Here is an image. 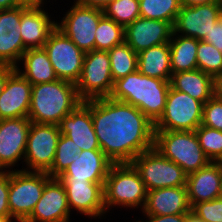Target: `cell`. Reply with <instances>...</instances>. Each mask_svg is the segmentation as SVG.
Wrapping results in <instances>:
<instances>
[{
    "instance_id": "obj_1",
    "label": "cell",
    "mask_w": 222,
    "mask_h": 222,
    "mask_svg": "<svg viewBox=\"0 0 222 222\" xmlns=\"http://www.w3.org/2000/svg\"><path fill=\"white\" fill-rule=\"evenodd\" d=\"M91 117L100 149L113 163H130L154 148V123L133 105L91 99Z\"/></svg>"
},
{
    "instance_id": "obj_2",
    "label": "cell",
    "mask_w": 222,
    "mask_h": 222,
    "mask_svg": "<svg viewBox=\"0 0 222 222\" xmlns=\"http://www.w3.org/2000/svg\"><path fill=\"white\" fill-rule=\"evenodd\" d=\"M170 81L148 77L138 70L114 82L111 99L137 107L155 123L163 114Z\"/></svg>"
},
{
    "instance_id": "obj_3",
    "label": "cell",
    "mask_w": 222,
    "mask_h": 222,
    "mask_svg": "<svg viewBox=\"0 0 222 222\" xmlns=\"http://www.w3.org/2000/svg\"><path fill=\"white\" fill-rule=\"evenodd\" d=\"M81 102L74 83L58 79L35 84L28 118L37 124L59 125Z\"/></svg>"
},
{
    "instance_id": "obj_4",
    "label": "cell",
    "mask_w": 222,
    "mask_h": 222,
    "mask_svg": "<svg viewBox=\"0 0 222 222\" xmlns=\"http://www.w3.org/2000/svg\"><path fill=\"white\" fill-rule=\"evenodd\" d=\"M147 189L138 171L131 163H113L108 171L104 185V206L144 209Z\"/></svg>"
},
{
    "instance_id": "obj_5",
    "label": "cell",
    "mask_w": 222,
    "mask_h": 222,
    "mask_svg": "<svg viewBox=\"0 0 222 222\" xmlns=\"http://www.w3.org/2000/svg\"><path fill=\"white\" fill-rule=\"evenodd\" d=\"M154 148L188 175L211 162L203 152L195 131H154Z\"/></svg>"
},
{
    "instance_id": "obj_6",
    "label": "cell",
    "mask_w": 222,
    "mask_h": 222,
    "mask_svg": "<svg viewBox=\"0 0 222 222\" xmlns=\"http://www.w3.org/2000/svg\"><path fill=\"white\" fill-rule=\"evenodd\" d=\"M50 179L46 172L10 171L8 206L14 222H24L31 215Z\"/></svg>"
},
{
    "instance_id": "obj_7",
    "label": "cell",
    "mask_w": 222,
    "mask_h": 222,
    "mask_svg": "<svg viewBox=\"0 0 222 222\" xmlns=\"http://www.w3.org/2000/svg\"><path fill=\"white\" fill-rule=\"evenodd\" d=\"M203 105L187 93L170 87L163 114L154 123V131H195L202 124Z\"/></svg>"
},
{
    "instance_id": "obj_8",
    "label": "cell",
    "mask_w": 222,
    "mask_h": 222,
    "mask_svg": "<svg viewBox=\"0 0 222 222\" xmlns=\"http://www.w3.org/2000/svg\"><path fill=\"white\" fill-rule=\"evenodd\" d=\"M138 171L147 191L186 186L187 174L155 148L142 152L130 162Z\"/></svg>"
},
{
    "instance_id": "obj_9",
    "label": "cell",
    "mask_w": 222,
    "mask_h": 222,
    "mask_svg": "<svg viewBox=\"0 0 222 222\" xmlns=\"http://www.w3.org/2000/svg\"><path fill=\"white\" fill-rule=\"evenodd\" d=\"M114 87L108 51L85 53L76 91L82 101L109 97Z\"/></svg>"
},
{
    "instance_id": "obj_10",
    "label": "cell",
    "mask_w": 222,
    "mask_h": 222,
    "mask_svg": "<svg viewBox=\"0 0 222 222\" xmlns=\"http://www.w3.org/2000/svg\"><path fill=\"white\" fill-rule=\"evenodd\" d=\"M43 48L58 79L76 84L82 73L85 53L57 27L50 33Z\"/></svg>"
},
{
    "instance_id": "obj_11",
    "label": "cell",
    "mask_w": 222,
    "mask_h": 222,
    "mask_svg": "<svg viewBox=\"0 0 222 222\" xmlns=\"http://www.w3.org/2000/svg\"><path fill=\"white\" fill-rule=\"evenodd\" d=\"M60 136L59 125L31 122L24 155L27 171L47 173L51 169Z\"/></svg>"
},
{
    "instance_id": "obj_12",
    "label": "cell",
    "mask_w": 222,
    "mask_h": 222,
    "mask_svg": "<svg viewBox=\"0 0 222 222\" xmlns=\"http://www.w3.org/2000/svg\"><path fill=\"white\" fill-rule=\"evenodd\" d=\"M104 16L103 10L74 5L66 12L61 23L56 27L61 30L84 53L94 50L95 31L99 20Z\"/></svg>"
},
{
    "instance_id": "obj_13",
    "label": "cell",
    "mask_w": 222,
    "mask_h": 222,
    "mask_svg": "<svg viewBox=\"0 0 222 222\" xmlns=\"http://www.w3.org/2000/svg\"><path fill=\"white\" fill-rule=\"evenodd\" d=\"M222 16V0L211 4L182 5L174 27L175 35L202 40Z\"/></svg>"
},
{
    "instance_id": "obj_14",
    "label": "cell",
    "mask_w": 222,
    "mask_h": 222,
    "mask_svg": "<svg viewBox=\"0 0 222 222\" xmlns=\"http://www.w3.org/2000/svg\"><path fill=\"white\" fill-rule=\"evenodd\" d=\"M31 126L28 117L0 120V170L15 166L24 159Z\"/></svg>"
},
{
    "instance_id": "obj_15",
    "label": "cell",
    "mask_w": 222,
    "mask_h": 222,
    "mask_svg": "<svg viewBox=\"0 0 222 222\" xmlns=\"http://www.w3.org/2000/svg\"><path fill=\"white\" fill-rule=\"evenodd\" d=\"M27 8L0 10V66L19 67L17 64L27 50L20 34L21 14Z\"/></svg>"
},
{
    "instance_id": "obj_16",
    "label": "cell",
    "mask_w": 222,
    "mask_h": 222,
    "mask_svg": "<svg viewBox=\"0 0 222 222\" xmlns=\"http://www.w3.org/2000/svg\"><path fill=\"white\" fill-rule=\"evenodd\" d=\"M65 187L70 210L75 209L87 217H98L106 213L104 206L105 183L88 180H59Z\"/></svg>"
},
{
    "instance_id": "obj_17",
    "label": "cell",
    "mask_w": 222,
    "mask_h": 222,
    "mask_svg": "<svg viewBox=\"0 0 222 222\" xmlns=\"http://www.w3.org/2000/svg\"><path fill=\"white\" fill-rule=\"evenodd\" d=\"M173 24L139 17L125 27V42L138 54L150 47L169 43Z\"/></svg>"
},
{
    "instance_id": "obj_18",
    "label": "cell",
    "mask_w": 222,
    "mask_h": 222,
    "mask_svg": "<svg viewBox=\"0 0 222 222\" xmlns=\"http://www.w3.org/2000/svg\"><path fill=\"white\" fill-rule=\"evenodd\" d=\"M70 208L64 185L51 178L33 212L24 222H69Z\"/></svg>"
},
{
    "instance_id": "obj_19",
    "label": "cell",
    "mask_w": 222,
    "mask_h": 222,
    "mask_svg": "<svg viewBox=\"0 0 222 222\" xmlns=\"http://www.w3.org/2000/svg\"><path fill=\"white\" fill-rule=\"evenodd\" d=\"M60 133L73 140L82 150H101L91 117V99L82 101L59 124Z\"/></svg>"
},
{
    "instance_id": "obj_20",
    "label": "cell",
    "mask_w": 222,
    "mask_h": 222,
    "mask_svg": "<svg viewBox=\"0 0 222 222\" xmlns=\"http://www.w3.org/2000/svg\"><path fill=\"white\" fill-rule=\"evenodd\" d=\"M113 162L102 150H82L75 154L74 161L58 176V180H88L105 183Z\"/></svg>"
},
{
    "instance_id": "obj_21",
    "label": "cell",
    "mask_w": 222,
    "mask_h": 222,
    "mask_svg": "<svg viewBox=\"0 0 222 222\" xmlns=\"http://www.w3.org/2000/svg\"><path fill=\"white\" fill-rule=\"evenodd\" d=\"M186 187L191 208L199 203L221 197L222 162H209L187 175Z\"/></svg>"
},
{
    "instance_id": "obj_22",
    "label": "cell",
    "mask_w": 222,
    "mask_h": 222,
    "mask_svg": "<svg viewBox=\"0 0 222 222\" xmlns=\"http://www.w3.org/2000/svg\"><path fill=\"white\" fill-rule=\"evenodd\" d=\"M32 84L15 70L0 94V120L28 117Z\"/></svg>"
},
{
    "instance_id": "obj_23",
    "label": "cell",
    "mask_w": 222,
    "mask_h": 222,
    "mask_svg": "<svg viewBox=\"0 0 222 222\" xmlns=\"http://www.w3.org/2000/svg\"><path fill=\"white\" fill-rule=\"evenodd\" d=\"M142 211L150 215H175L190 212L187 187H166L147 191V200Z\"/></svg>"
},
{
    "instance_id": "obj_24",
    "label": "cell",
    "mask_w": 222,
    "mask_h": 222,
    "mask_svg": "<svg viewBox=\"0 0 222 222\" xmlns=\"http://www.w3.org/2000/svg\"><path fill=\"white\" fill-rule=\"evenodd\" d=\"M43 7H28L21 14L20 34L26 49L43 48L57 22L51 21Z\"/></svg>"
},
{
    "instance_id": "obj_25",
    "label": "cell",
    "mask_w": 222,
    "mask_h": 222,
    "mask_svg": "<svg viewBox=\"0 0 222 222\" xmlns=\"http://www.w3.org/2000/svg\"><path fill=\"white\" fill-rule=\"evenodd\" d=\"M170 87L205 104L216 94V80L200 69L173 73Z\"/></svg>"
},
{
    "instance_id": "obj_26",
    "label": "cell",
    "mask_w": 222,
    "mask_h": 222,
    "mask_svg": "<svg viewBox=\"0 0 222 222\" xmlns=\"http://www.w3.org/2000/svg\"><path fill=\"white\" fill-rule=\"evenodd\" d=\"M138 71L148 77L170 81L172 70L169 43L150 47L138 54Z\"/></svg>"
},
{
    "instance_id": "obj_27",
    "label": "cell",
    "mask_w": 222,
    "mask_h": 222,
    "mask_svg": "<svg viewBox=\"0 0 222 222\" xmlns=\"http://www.w3.org/2000/svg\"><path fill=\"white\" fill-rule=\"evenodd\" d=\"M21 60L24 62V70L15 69L32 85L58 80L49 56L44 48L27 49Z\"/></svg>"
},
{
    "instance_id": "obj_28",
    "label": "cell",
    "mask_w": 222,
    "mask_h": 222,
    "mask_svg": "<svg viewBox=\"0 0 222 222\" xmlns=\"http://www.w3.org/2000/svg\"><path fill=\"white\" fill-rule=\"evenodd\" d=\"M169 41L170 63L173 73L193 71L197 68V47L199 40L192 37H183L180 34Z\"/></svg>"
},
{
    "instance_id": "obj_29",
    "label": "cell",
    "mask_w": 222,
    "mask_h": 222,
    "mask_svg": "<svg viewBox=\"0 0 222 222\" xmlns=\"http://www.w3.org/2000/svg\"><path fill=\"white\" fill-rule=\"evenodd\" d=\"M108 54L114 82L138 70V55L125 41L115 45Z\"/></svg>"
},
{
    "instance_id": "obj_30",
    "label": "cell",
    "mask_w": 222,
    "mask_h": 222,
    "mask_svg": "<svg viewBox=\"0 0 222 222\" xmlns=\"http://www.w3.org/2000/svg\"><path fill=\"white\" fill-rule=\"evenodd\" d=\"M181 6L180 0H139L140 17L174 25Z\"/></svg>"
},
{
    "instance_id": "obj_31",
    "label": "cell",
    "mask_w": 222,
    "mask_h": 222,
    "mask_svg": "<svg viewBox=\"0 0 222 222\" xmlns=\"http://www.w3.org/2000/svg\"><path fill=\"white\" fill-rule=\"evenodd\" d=\"M125 41V27L103 16L95 31V50L109 51Z\"/></svg>"
},
{
    "instance_id": "obj_32",
    "label": "cell",
    "mask_w": 222,
    "mask_h": 222,
    "mask_svg": "<svg viewBox=\"0 0 222 222\" xmlns=\"http://www.w3.org/2000/svg\"><path fill=\"white\" fill-rule=\"evenodd\" d=\"M197 68L217 81L222 76V52L212 44L199 40Z\"/></svg>"
},
{
    "instance_id": "obj_33",
    "label": "cell",
    "mask_w": 222,
    "mask_h": 222,
    "mask_svg": "<svg viewBox=\"0 0 222 222\" xmlns=\"http://www.w3.org/2000/svg\"><path fill=\"white\" fill-rule=\"evenodd\" d=\"M103 14L126 27L140 17L139 0H114L103 9Z\"/></svg>"
},
{
    "instance_id": "obj_34",
    "label": "cell",
    "mask_w": 222,
    "mask_h": 222,
    "mask_svg": "<svg viewBox=\"0 0 222 222\" xmlns=\"http://www.w3.org/2000/svg\"><path fill=\"white\" fill-rule=\"evenodd\" d=\"M80 152V147L74 145L73 140L61 134L56 147L55 157L51 169L47 174L57 178L74 161L75 154Z\"/></svg>"
},
{
    "instance_id": "obj_35",
    "label": "cell",
    "mask_w": 222,
    "mask_h": 222,
    "mask_svg": "<svg viewBox=\"0 0 222 222\" xmlns=\"http://www.w3.org/2000/svg\"><path fill=\"white\" fill-rule=\"evenodd\" d=\"M195 133L207 158L212 162H222V131L200 125Z\"/></svg>"
},
{
    "instance_id": "obj_36",
    "label": "cell",
    "mask_w": 222,
    "mask_h": 222,
    "mask_svg": "<svg viewBox=\"0 0 222 222\" xmlns=\"http://www.w3.org/2000/svg\"><path fill=\"white\" fill-rule=\"evenodd\" d=\"M201 125L222 131V98L217 93L203 105Z\"/></svg>"
},
{
    "instance_id": "obj_37",
    "label": "cell",
    "mask_w": 222,
    "mask_h": 222,
    "mask_svg": "<svg viewBox=\"0 0 222 222\" xmlns=\"http://www.w3.org/2000/svg\"><path fill=\"white\" fill-rule=\"evenodd\" d=\"M191 211L205 222H222V198L199 202Z\"/></svg>"
},
{
    "instance_id": "obj_38",
    "label": "cell",
    "mask_w": 222,
    "mask_h": 222,
    "mask_svg": "<svg viewBox=\"0 0 222 222\" xmlns=\"http://www.w3.org/2000/svg\"><path fill=\"white\" fill-rule=\"evenodd\" d=\"M10 170H0V216H11L8 206Z\"/></svg>"
},
{
    "instance_id": "obj_39",
    "label": "cell",
    "mask_w": 222,
    "mask_h": 222,
    "mask_svg": "<svg viewBox=\"0 0 222 222\" xmlns=\"http://www.w3.org/2000/svg\"><path fill=\"white\" fill-rule=\"evenodd\" d=\"M202 41L212 44L222 52V16L213 24L209 34H206Z\"/></svg>"
},
{
    "instance_id": "obj_40",
    "label": "cell",
    "mask_w": 222,
    "mask_h": 222,
    "mask_svg": "<svg viewBox=\"0 0 222 222\" xmlns=\"http://www.w3.org/2000/svg\"><path fill=\"white\" fill-rule=\"evenodd\" d=\"M149 221L146 222H186V214H175V215H150L146 214ZM144 222V221H137Z\"/></svg>"
},
{
    "instance_id": "obj_41",
    "label": "cell",
    "mask_w": 222,
    "mask_h": 222,
    "mask_svg": "<svg viewBox=\"0 0 222 222\" xmlns=\"http://www.w3.org/2000/svg\"><path fill=\"white\" fill-rule=\"evenodd\" d=\"M112 1L114 0H76L75 3L78 5L93 7L103 10Z\"/></svg>"
},
{
    "instance_id": "obj_42",
    "label": "cell",
    "mask_w": 222,
    "mask_h": 222,
    "mask_svg": "<svg viewBox=\"0 0 222 222\" xmlns=\"http://www.w3.org/2000/svg\"><path fill=\"white\" fill-rule=\"evenodd\" d=\"M16 69L11 66H0V94L2 93L7 78L15 71Z\"/></svg>"
},
{
    "instance_id": "obj_43",
    "label": "cell",
    "mask_w": 222,
    "mask_h": 222,
    "mask_svg": "<svg viewBox=\"0 0 222 222\" xmlns=\"http://www.w3.org/2000/svg\"><path fill=\"white\" fill-rule=\"evenodd\" d=\"M182 5L194 6L201 4H211L215 2H220L221 0H180Z\"/></svg>"
},
{
    "instance_id": "obj_44",
    "label": "cell",
    "mask_w": 222,
    "mask_h": 222,
    "mask_svg": "<svg viewBox=\"0 0 222 222\" xmlns=\"http://www.w3.org/2000/svg\"><path fill=\"white\" fill-rule=\"evenodd\" d=\"M19 0H0V10L11 9L19 7Z\"/></svg>"
},
{
    "instance_id": "obj_45",
    "label": "cell",
    "mask_w": 222,
    "mask_h": 222,
    "mask_svg": "<svg viewBox=\"0 0 222 222\" xmlns=\"http://www.w3.org/2000/svg\"><path fill=\"white\" fill-rule=\"evenodd\" d=\"M44 0H19L21 6L25 7H42Z\"/></svg>"
},
{
    "instance_id": "obj_46",
    "label": "cell",
    "mask_w": 222,
    "mask_h": 222,
    "mask_svg": "<svg viewBox=\"0 0 222 222\" xmlns=\"http://www.w3.org/2000/svg\"><path fill=\"white\" fill-rule=\"evenodd\" d=\"M186 222H205L200 217H198L194 212L190 211L186 213Z\"/></svg>"
},
{
    "instance_id": "obj_47",
    "label": "cell",
    "mask_w": 222,
    "mask_h": 222,
    "mask_svg": "<svg viewBox=\"0 0 222 222\" xmlns=\"http://www.w3.org/2000/svg\"><path fill=\"white\" fill-rule=\"evenodd\" d=\"M216 93L222 98V76L216 81Z\"/></svg>"
},
{
    "instance_id": "obj_48",
    "label": "cell",
    "mask_w": 222,
    "mask_h": 222,
    "mask_svg": "<svg viewBox=\"0 0 222 222\" xmlns=\"http://www.w3.org/2000/svg\"><path fill=\"white\" fill-rule=\"evenodd\" d=\"M14 219L12 216H0V222H13Z\"/></svg>"
}]
</instances>
